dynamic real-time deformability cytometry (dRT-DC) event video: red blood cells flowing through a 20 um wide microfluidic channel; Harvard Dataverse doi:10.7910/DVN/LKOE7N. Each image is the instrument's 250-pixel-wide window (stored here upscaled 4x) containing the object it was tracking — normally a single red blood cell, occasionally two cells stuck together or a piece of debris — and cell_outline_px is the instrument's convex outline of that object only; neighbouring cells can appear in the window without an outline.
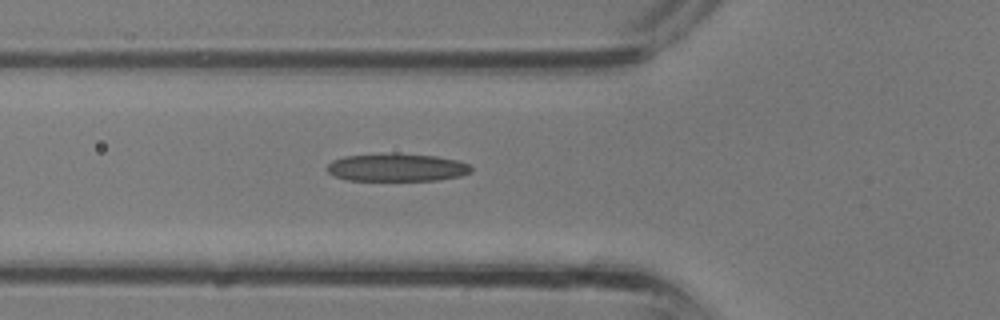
{"species": "common noctule bat (a hibernating species)", "species_latin": "Nyctalus noctula", "temperature_condition": "room temperature", "stored_images_in_passage": 28, "camera_frame_rate_fps": 3000, "um_per_image_px": 0.085, "animal": {"sex": "male", "body_mass_g": 13.3}, "frame": {"image": 1, "passage_image": 5, "time_ms": 1.333, "image_size_px": [1000, 320], "cell_outline_px": [[472, 172], [460, 176], [436, 180], [344, 180], [332, 176], [324, 168], [332, 160], [344, 156], [436, 156], [456, 160], [468, 164], [472, 168]], "centroid_in_image_um": [33.69, 14.29], "position_along_channel_um": 92.1, "area_um2": 22.43}}
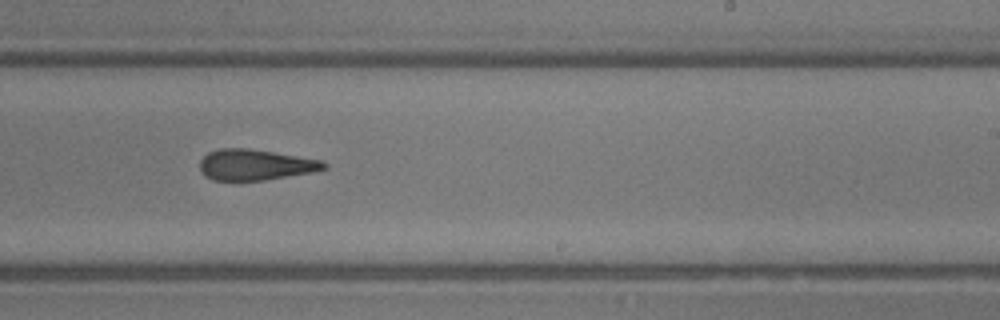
{"frame": {"image": 2, "passage_image": 14, "time_ms": 4.333, "image_size_px": [1000, 320], "cell_outline_px": [[328, 168], [312, 172], [264, 180], [212, 180], [204, 176], [200, 172], [200, 160], [208, 152], [220, 148], [248, 148], [324, 160], [328, 164]], "centroid_in_image_um": [21.7, 14.0], "position_along_channel_um": 267.3, "area_um2": 22.43}}
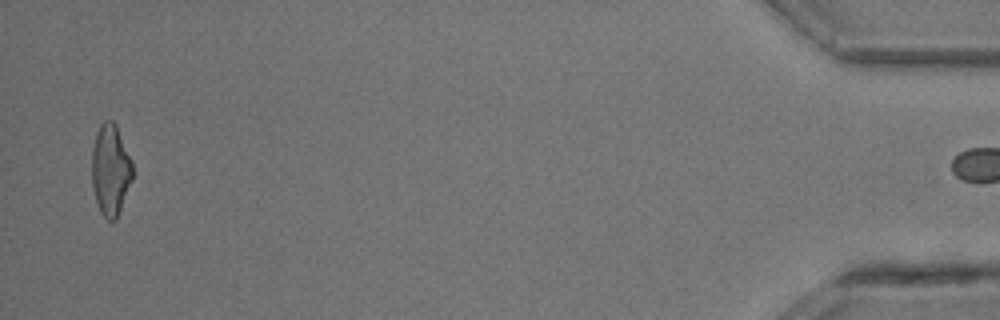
{"frame": {"image": 3, "passage_image": 27, "time_ms": 8.667, "image_size_px": [1000, 320], "cell_outline_px": [[132, 180], [116, 220], [108, 220], [100, 212], [96, 200], [92, 184], [92, 148], [96, 132], [100, 124], [104, 120], [112, 120], [116, 124], [132, 160]], "centroid_in_image_um": [9.39, 14.41], "position_along_channel_um": 425.8, "area_um2": 21.68}}